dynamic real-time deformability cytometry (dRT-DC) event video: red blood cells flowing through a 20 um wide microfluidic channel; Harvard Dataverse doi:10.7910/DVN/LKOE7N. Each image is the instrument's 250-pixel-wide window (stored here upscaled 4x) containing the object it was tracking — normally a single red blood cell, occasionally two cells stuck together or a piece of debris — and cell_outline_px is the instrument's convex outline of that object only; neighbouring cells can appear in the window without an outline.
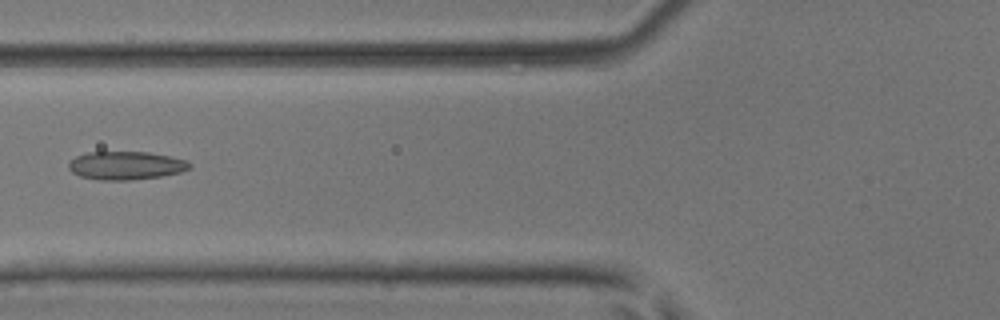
{"species": "common noctule bat (a hibernating species)", "species_latin": "Nyctalus noctula", "temperature_condition": "room temperature", "stored_images_in_passage": 6, "camera_frame_rate_fps": 3000, "um_per_image_px": 0.085, "animal": {"sex": "male", "body_mass_g": 17.9, "forearm_length_mm": 54.2}, "frame": {"image": 1, "passage_image": 6, "time_ms": 1.667, "image_size_px": [1000, 320], "cell_outline_px": [[192, 168], [180, 172], [160, 176], [132, 180], [100, 180], [80, 176], [72, 172], [68, 168], [68, 164], [76, 156], [88, 152], [148, 152], [188, 160], [192, 164]], "centroid_in_image_um": [10.72, 14.07], "position_along_channel_um": 115.1, "area_um2": 19.94}}